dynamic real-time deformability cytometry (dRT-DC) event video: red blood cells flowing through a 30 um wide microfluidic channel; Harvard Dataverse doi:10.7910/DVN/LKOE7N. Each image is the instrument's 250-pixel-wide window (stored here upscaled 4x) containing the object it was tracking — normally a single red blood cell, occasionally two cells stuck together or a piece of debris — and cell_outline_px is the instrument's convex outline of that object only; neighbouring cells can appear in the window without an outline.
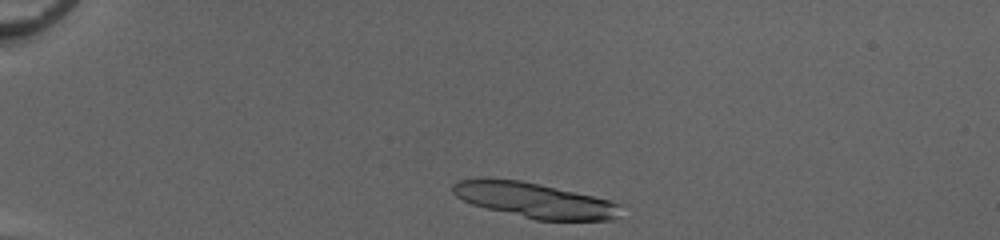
{"species": "common noctule bat (a hibernating species)", "species_latin": "Nyctalus noctula", "temperature_condition": "cold", "stored_images_in_passage": 41, "camera_frame_rate_fps": 3000, "um_per_image_px": 0.085, "animal": {"sex": "female", "body_mass_g": 20.0, "forearm_length_mm": 54.0}, "frame": {"image": 1, "passage_image": 2, "time_ms": 0.333, "image_size_px": [1000, 240], "cell_outline_px": [[620, 204], [616, 220], [536, 220], [472, 204], [456, 196], [452, 192], [452, 184], [456, 180], [520, 180], [592, 196], [608, 200]], "centroid_in_image_um": [45.45, 17.04], "position_along_channel_um": 39.6, "area_um2": 33.35}}
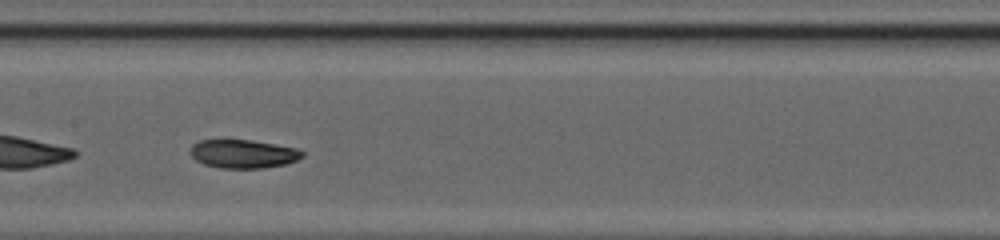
{"frame": {"image": 2, "passage_image": 18, "time_ms": 5.667, "image_size_px": [1000, 240], "cell_outline_px": [[304, 156], [296, 160], [284, 164], [264, 168], [220, 168], [204, 164], [196, 160], [188, 152], [192, 144], [200, 140], [252, 140], [276, 144], [296, 148], [304, 152]], "centroid_in_image_um": [20.65, 13.07], "position_along_channel_um": 186.7, "area_um2": 18.67}}
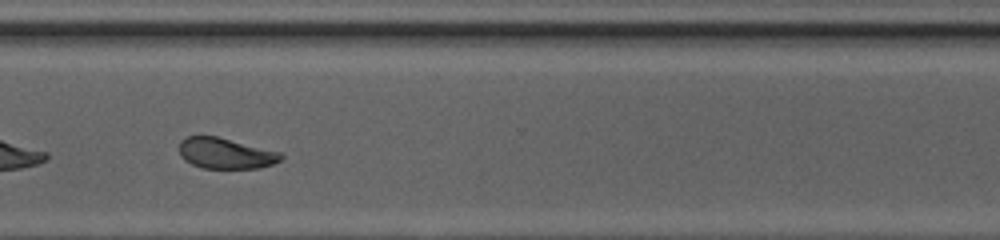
{"frame": {"image": 3, "passage_image": 30, "time_ms": 9.667, "image_size_px": [1000, 240], "cell_outline_px": [[284, 156], [280, 160], [272, 164], [256, 168], [200, 168], [184, 160], [180, 156], [180, 140], [184, 136], [216, 136], [280, 152]], "centroid_in_image_um": [19.13, 13.03], "position_along_channel_um": 351.5, "area_um2": 18.15}, "authors_computed_cell_mechanics": {"area_um2": 19.1896, "velocity_mm_per_s": 4.1328, "shape_relaxation_time_tau1_ms": 2.3086, "shape_relaxation_time_tau2_ms": 2.9756, "deformation_change_tau1": 0.12, "deformation_change_tau2": 0.0662}}